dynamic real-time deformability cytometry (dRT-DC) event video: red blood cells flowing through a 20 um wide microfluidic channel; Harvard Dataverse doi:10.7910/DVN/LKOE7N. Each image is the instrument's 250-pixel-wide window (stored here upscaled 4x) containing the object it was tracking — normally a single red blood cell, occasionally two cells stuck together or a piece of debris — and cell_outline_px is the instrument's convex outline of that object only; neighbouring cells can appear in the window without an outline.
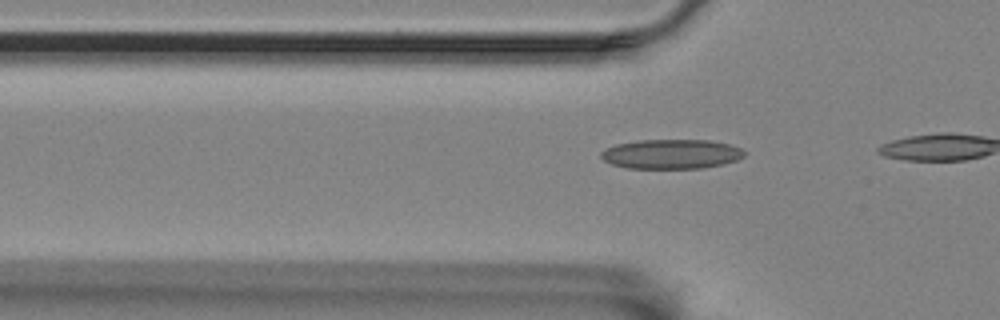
{"species": "Egyptian fruit bat (a non-hibernating species)", "species_latin": "Rousettus aegyptiacus", "temperature_condition": "room temperature", "stored_images_in_passage": 18, "camera_frame_rate_fps": 3000, "um_per_image_px": 0.085, "animal": {"sex": "female"}, "frame": {"image": 1, "passage_image": 15, "time_ms": 4.667, "image_size_px": [1000, 320], "cell_outline_px": [[744, 156], [736, 160], [724, 164], [704, 168], [628, 168], [612, 164], [604, 160], [600, 156], [600, 152], [604, 148], [616, 144], [636, 140], [708, 140], [728, 144], [740, 148], [744, 152]], "centroid_in_image_um": [57.02, 13.09], "position_along_channel_um": 68.8, "area_um2": 24.68}}